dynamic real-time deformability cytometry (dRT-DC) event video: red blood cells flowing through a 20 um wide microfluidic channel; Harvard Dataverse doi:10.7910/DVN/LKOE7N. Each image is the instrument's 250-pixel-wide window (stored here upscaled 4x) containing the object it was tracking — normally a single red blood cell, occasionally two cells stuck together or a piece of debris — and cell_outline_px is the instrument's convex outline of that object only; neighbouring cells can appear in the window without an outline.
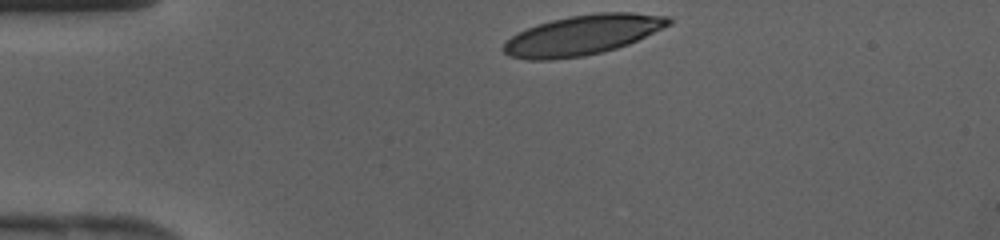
{"species": "human", "species_latin": "Homo sapiens", "temperature_condition": "cold", "stored_images_in_passage": 27, "camera_frame_rate_fps": 3000, "um_per_image_px": 0.085, "donor": {"sex": "female"}, "frame": {"image": 1, "passage_image": 1, "time_ms": 0.0, "image_size_px": [1000, 240], "cell_outline_px": [[672, 24], [628, 44], [616, 48], [584, 56], [552, 60], [528, 60], [508, 56], [500, 48], [504, 40], [536, 24], [552, 20], [572, 16], [596, 12], [632, 12], [668, 16], [672, 20]], "centroid_in_image_um": [49.48, 2.98], "position_along_channel_um": 35.5, "area_um2": 38.49}}
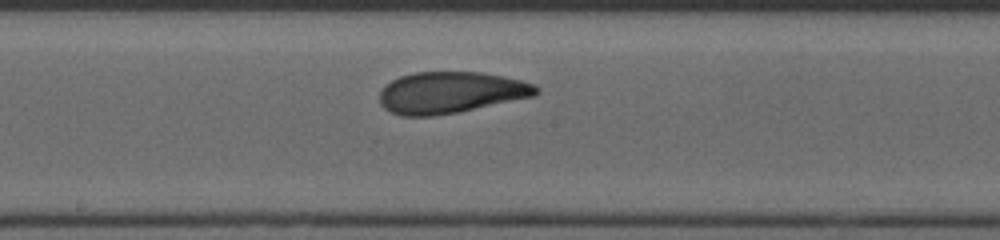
{"frame": {"image": 2, "passage_image": 15, "time_ms": 4.667, "image_size_px": [1000, 240], "cell_outline_px": [[540, 92], [536, 96], [456, 112], [432, 116], [400, 116], [384, 108], [380, 104], [380, 92], [384, 84], [400, 76], [416, 72], [480, 72], [520, 80], [532, 84], [540, 88]], "centroid_in_image_um": [38.29, 7.86], "position_along_channel_um": 209.9, "area_um2": 37.74}}
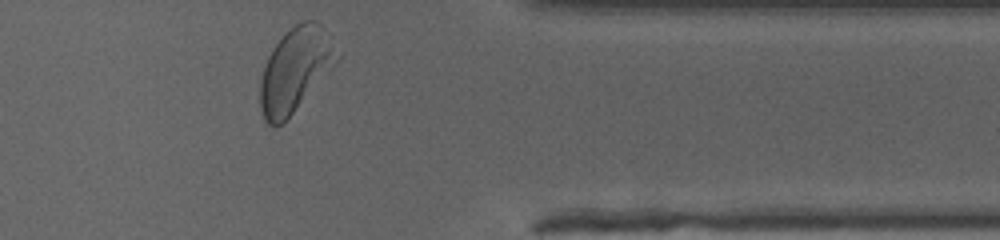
{"frame": {"image": 3, "passage_image": 27, "time_ms": 8.667, "image_size_px": [1000, 240], "cell_outline_px": [[340, 56], [332, 68], [284, 124], [276, 128], [268, 124], [264, 120], [260, 108], [260, 80], [268, 56], [272, 48], [296, 24], [304, 20], [316, 20], [324, 28]], "centroid_in_image_um": [25.08, 5.99], "position_along_channel_um": 386.3, "area_um2": 37.34}}